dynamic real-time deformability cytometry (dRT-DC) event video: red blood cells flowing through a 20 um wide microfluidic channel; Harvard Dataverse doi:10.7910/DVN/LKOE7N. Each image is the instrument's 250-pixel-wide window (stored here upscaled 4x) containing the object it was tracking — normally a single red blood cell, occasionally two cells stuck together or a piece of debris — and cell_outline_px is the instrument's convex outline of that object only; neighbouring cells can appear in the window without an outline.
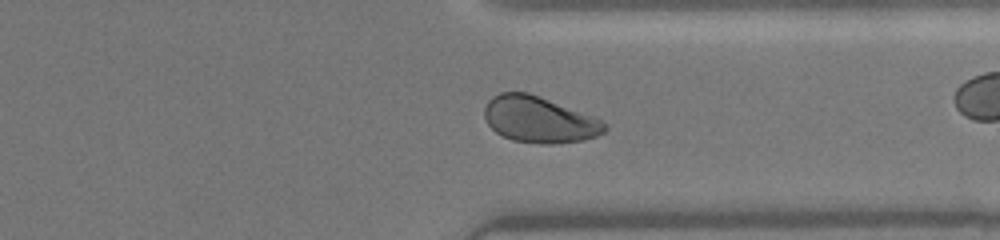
{"species": "human", "species_latin": "Homo sapiens", "temperature_condition": "warm", "stored_images_in_passage": 36, "camera_frame_rate_fps": 3000, "um_per_image_px": 0.085, "donor": {"sex": "female"}, "frame": {"image": 1, "passage_image": 26, "time_ms": 8.333, "image_size_px": [1000, 240], "cell_outline_px": [[608, 128], [604, 132], [596, 136], [584, 140], [548, 144], [540, 144], [512, 140], [496, 132], [488, 124], [484, 116], [484, 108], [488, 100], [492, 96], [500, 92], [528, 92], [540, 96], [592, 116], [600, 120]], "centroid_in_image_um": [45.8, 10.16], "position_along_channel_um": 365.6, "area_um2": 32.19}}